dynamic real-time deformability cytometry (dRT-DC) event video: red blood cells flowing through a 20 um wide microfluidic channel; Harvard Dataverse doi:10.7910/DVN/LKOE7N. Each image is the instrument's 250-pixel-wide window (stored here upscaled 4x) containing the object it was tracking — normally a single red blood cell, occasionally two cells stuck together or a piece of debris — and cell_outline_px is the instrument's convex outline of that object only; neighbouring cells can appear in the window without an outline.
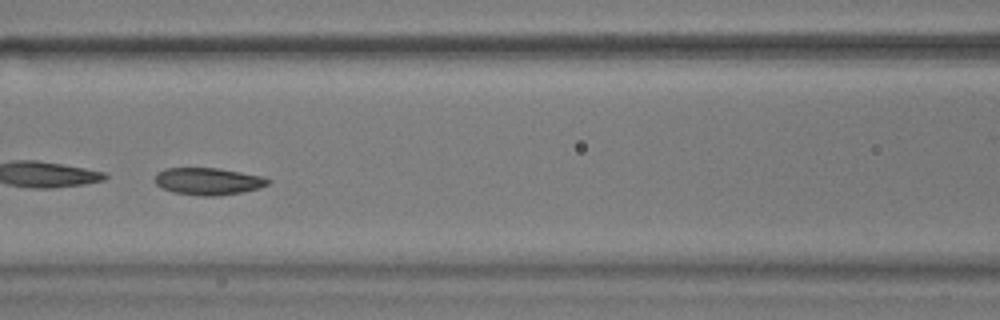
{"species": "common noctule bat (a hibernating species)", "species_latin": "Nyctalus noctula", "temperature_condition": "warm", "stored_images_in_passage": 53, "camera_frame_rate_fps": 3000, "um_per_image_px": 0.085, "animal": {"sex": "male", "body_mass_g": 17.9}, "frame": {"image": 1, "passage_image": 23, "time_ms": 7.333, "image_size_px": [1000, 320], "cell_outline_px": [[272, 180], [268, 184], [260, 188], [240, 192], [216, 196], [200, 196], [172, 192], [160, 188], [156, 184], [156, 172], [164, 168], [216, 168], [240, 172], [260, 176]], "centroid_in_image_um": [17.65, 15.41], "position_along_channel_um": 148.9, "area_um2": 17.86}, "authors_computed_cell_mechanics": {"area_um2": 18.9006, "velocity_mm_per_s": 3.642, "shape_relaxation_time_tau1_ms": 3.8603, "shape_relaxation_time_tau2_ms": 3.8817, "deformation_change_tau1": 0.1171, "deformation_change_tau2": 0.1012}}